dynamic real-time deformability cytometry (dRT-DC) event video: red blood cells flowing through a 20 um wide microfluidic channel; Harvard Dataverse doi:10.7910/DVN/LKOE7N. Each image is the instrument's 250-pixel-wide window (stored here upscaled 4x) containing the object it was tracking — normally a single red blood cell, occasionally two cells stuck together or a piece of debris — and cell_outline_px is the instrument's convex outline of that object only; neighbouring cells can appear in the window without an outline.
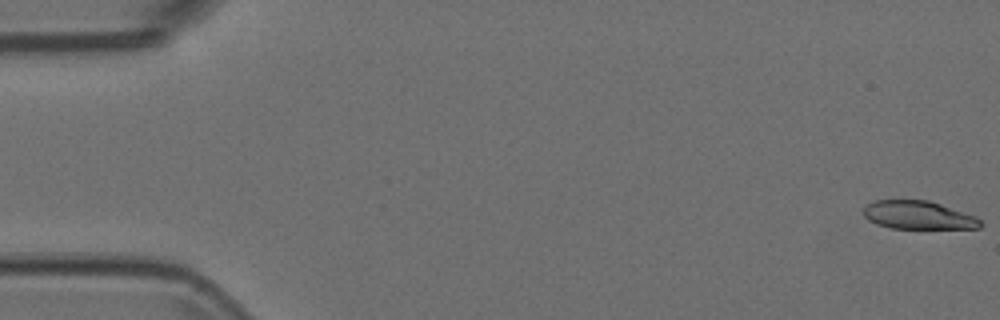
{"species": "Egyptian fruit bat (a non-hibernating species)", "species_latin": "Rousettus aegyptiacus", "temperature_condition": "room temperature", "stored_images_in_passage": 54, "camera_frame_rate_fps": 3000, "um_per_image_px": 0.085, "animal": {"sex": "female"}, "frame": {"image": 1, "passage_image": 1, "time_ms": 0.0, "image_size_px": [1000, 320], "cell_outline_px": [[984, 224], [980, 228], [892, 228], [876, 224], [868, 220], [864, 216], [864, 208], [872, 200], [928, 200], [976, 216]], "centroid_in_image_um": [78.05, 18.28], "position_along_channel_um": 6.9, "area_um2": 19.19}}
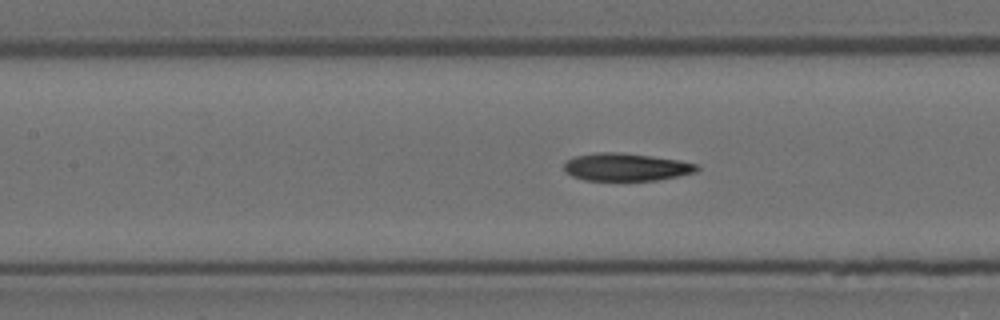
{"frame": {"image": 2, "passage_image": 24, "time_ms": 7.667, "image_size_px": [1000, 320], "cell_outline_px": [[700, 168], [696, 172], [656, 180], [584, 180], [572, 176], [564, 172], [564, 164], [572, 156], [596, 152], [620, 152], [652, 156], [680, 160], [696, 164]], "centroid_in_image_um": [53.18, 14.19], "position_along_channel_um": 154.2, "area_um2": 21.5}}
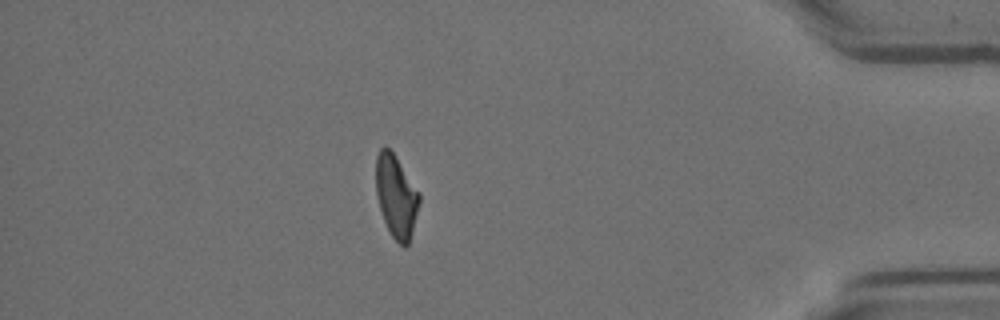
{"frame": {"image": 3, "passage_image": 47, "time_ms": 15.333, "image_size_px": [1000, 320], "cell_outline_px": [[420, 200], [408, 244], [404, 248], [392, 236], [384, 220], [380, 208], [376, 192], [376, 156], [380, 148], [384, 144], [392, 152], [420, 192]], "centroid_in_image_um": [33.66, 16.65], "position_along_channel_um": 401.5, "area_um2": 20.52}}